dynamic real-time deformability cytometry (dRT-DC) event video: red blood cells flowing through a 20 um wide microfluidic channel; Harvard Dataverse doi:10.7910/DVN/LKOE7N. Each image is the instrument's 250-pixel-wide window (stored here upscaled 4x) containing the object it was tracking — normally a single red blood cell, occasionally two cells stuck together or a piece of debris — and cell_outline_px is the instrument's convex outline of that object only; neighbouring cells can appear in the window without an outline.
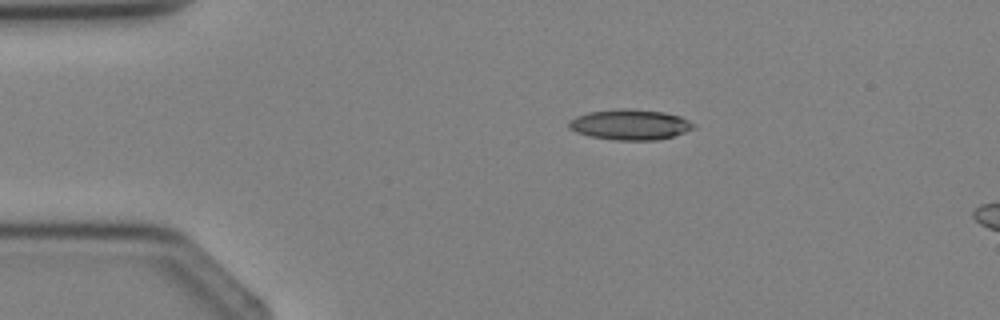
{"species": "Egyptian fruit bat (a non-hibernating species)", "species_latin": "Rousettus aegyptiacus", "temperature_condition": "cold", "stored_images_in_passage": 2, "camera_frame_rate_fps": 3000, "um_per_image_px": 0.085, "animal": {"sex": "female"}, "frame": {"image": 1, "passage_image": 1, "time_ms": 0.0, "image_size_px": [1000, 320], "cell_outline_px": [[696, 128], [672, 136], [656, 140], [616, 140], [588, 136], [576, 132], [568, 128], [568, 120], [576, 116], [588, 112], [624, 108], [664, 112], [680, 116], [696, 124]], "centroid_in_image_um": [53.54, 10.59], "position_along_channel_um": 31.5, "area_um2": 22.2}}